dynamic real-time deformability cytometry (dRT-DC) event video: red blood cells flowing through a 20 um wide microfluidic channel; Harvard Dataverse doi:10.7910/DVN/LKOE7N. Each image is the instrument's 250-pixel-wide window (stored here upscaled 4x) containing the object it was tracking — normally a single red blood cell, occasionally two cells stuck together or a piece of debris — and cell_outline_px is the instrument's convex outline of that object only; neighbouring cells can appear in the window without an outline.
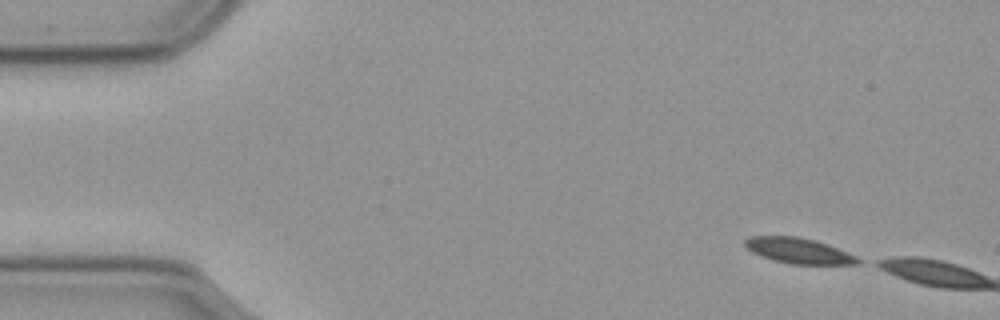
{"species": "common noctule bat (a hibernating species)", "species_latin": "Nyctalus noctula", "temperature_condition": "cold", "stored_images_in_passage": 8, "camera_frame_rate_fps": 3000, "um_per_image_px": 0.085, "animal": {"sex": "male", "body_mass_g": 23.1, "forearm_length_mm": 52.7}, "frame": {"image": 1, "passage_image": 1, "time_ms": 0.0, "image_size_px": [1000, 320], "cell_outline_px": [[864, 260], [860, 264], [788, 264], [772, 260], [760, 256], [752, 252], [744, 244], [744, 240], [752, 236], [796, 236], [816, 240], [856, 256]], "centroid_in_image_um": [67.89, 21.32], "position_along_channel_um": 17.1, "area_um2": 16.82}}